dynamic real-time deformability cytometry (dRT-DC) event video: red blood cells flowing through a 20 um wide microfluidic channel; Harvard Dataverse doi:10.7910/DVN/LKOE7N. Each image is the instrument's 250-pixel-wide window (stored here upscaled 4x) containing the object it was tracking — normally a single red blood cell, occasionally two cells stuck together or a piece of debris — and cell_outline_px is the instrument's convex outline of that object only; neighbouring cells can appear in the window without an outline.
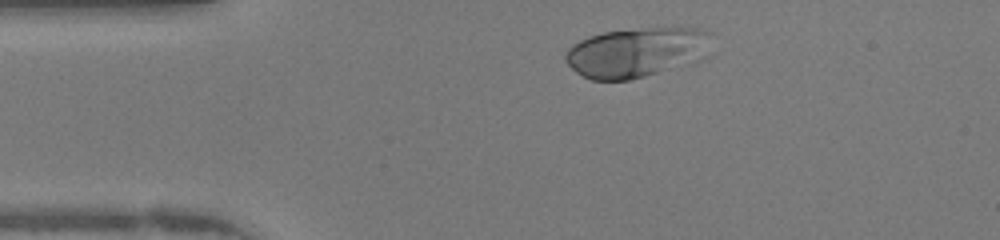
{"species": "human", "species_latin": "Homo sapiens", "temperature_condition": "warm", "stored_images_in_passage": 42, "camera_frame_rate_fps": 3000, "um_per_image_px": 0.085, "donor": {"sex": "female"}, "frame": {"image": 1, "passage_image": 4, "time_ms": 1.0, "image_size_px": [1000, 240], "cell_outline_px": [[708, 32], [664, 68], [656, 72], [644, 76], [628, 80], [592, 80], [576, 72], [564, 60], [564, 56], [568, 48], [572, 44], [588, 36], [604, 32], [648, 28], [700, 28]], "centroid_in_image_um": [53.51, 4.43], "position_along_channel_um": 31.5, "area_um2": 37.51}}
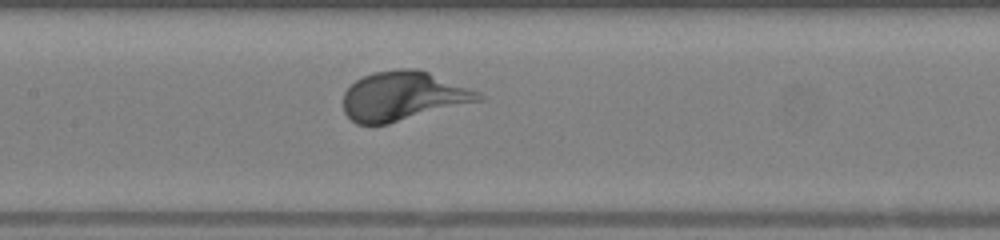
{"frame": {"image": 2, "passage_image": 17, "time_ms": 5.333, "image_size_px": [1000, 240], "cell_outline_px": [[484, 100], [388, 124], [356, 124], [344, 112], [344, 92], [356, 80], [364, 76], [376, 72], [400, 68], [416, 68], [428, 72], [480, 92], [484, 96]], "centroid_in_image_um": [34.28, 8.17], "position_along_channel_um": 173.1, "area_um2": 38.61}}
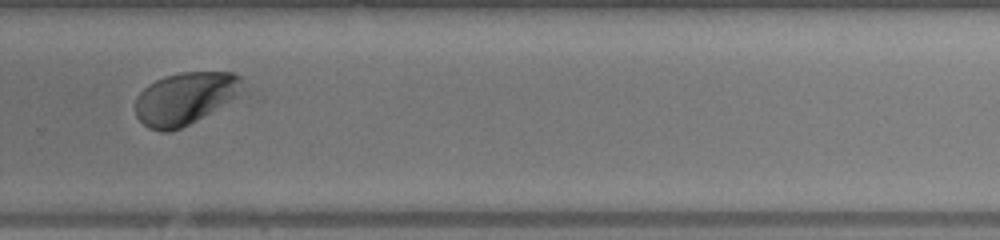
{"frame": {"image": 3, "passage_image": 27, "time_ms": 8.667, "image_size_px": [1000, 240], "cell_outline_px": [[264, 96], [260, 100], [172, 132], [160, 132], [148, 128], [136, 116], [136, 96], [148, 84], [164, 76], [180, 72], [232, 72], [240, 76], [260, 92]], "centroid_in_image_um": [16.31, 8.41], "position_along_channel_um": 313.5, "area_um2": 38.09}}